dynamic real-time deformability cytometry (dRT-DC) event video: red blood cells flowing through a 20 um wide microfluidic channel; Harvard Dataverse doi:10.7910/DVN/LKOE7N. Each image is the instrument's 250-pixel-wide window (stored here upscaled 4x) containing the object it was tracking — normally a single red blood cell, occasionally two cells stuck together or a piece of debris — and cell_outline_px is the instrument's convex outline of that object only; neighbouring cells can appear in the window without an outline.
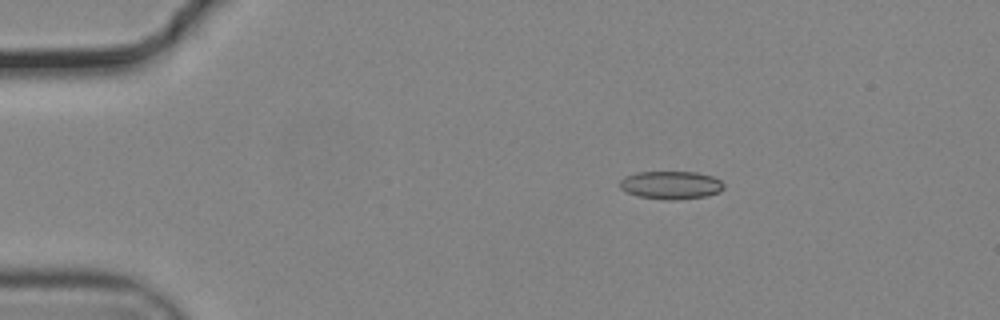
{"species": "common noctule bat (a hibernating species)", "species_latin": "Nyctalus noctula", "temperature_condition": "cold", "stored_images_in_passage": 46, "camera_frame_rate_fps": 3000, "um_per_image_px": 0.085, "animal": {"sex": "male", "body_mass_g": 19.2, "forearm_length_mm": 51.8}, "frame": {"image": 1, "passage_image": 1, "time_ms": 0.0, "image_size_px": [1000, 320], "cell_outline_px": [[724, 188], [720, 192], [704, 196], [672, 200], [668, 200], [636, 196], [620, 188], [620, 180], [624, 176], [636, 172], [696, 172], [712, 176], [720, 180], [724, 184]], "centroid_in_image_um": [57.02, 15.72], "position_along_channel_um": 28.0, "area_um2": 16.99}}
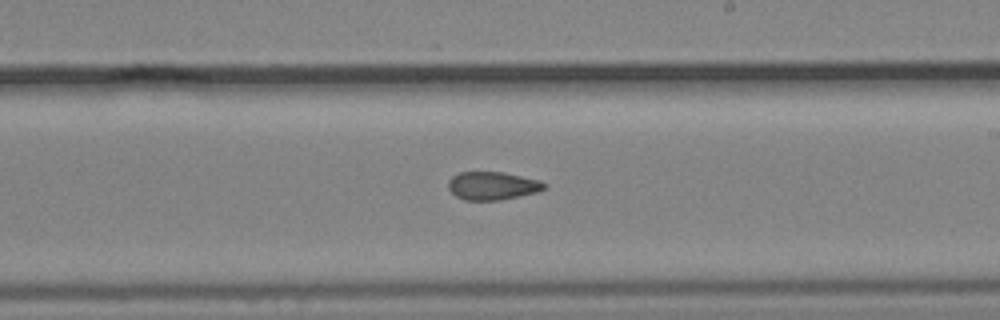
{"frame": {"image": 2, "passage_image": 24, "time_ms": 7.667, "image_size_px": [1000, 320], "cell_outline_px": [[548, 184], [544, 188], [536, 192], [520, 196], [500, 200], [464, 200], [456, 196], [448, 188], [448, 180], [452, 176], [460, 172], [504, 172], [540, 180]], "centroid_in_image_um": [41.85, 15.78], "position_along_channel_um": 247.1, "area_um2": 15.78}}
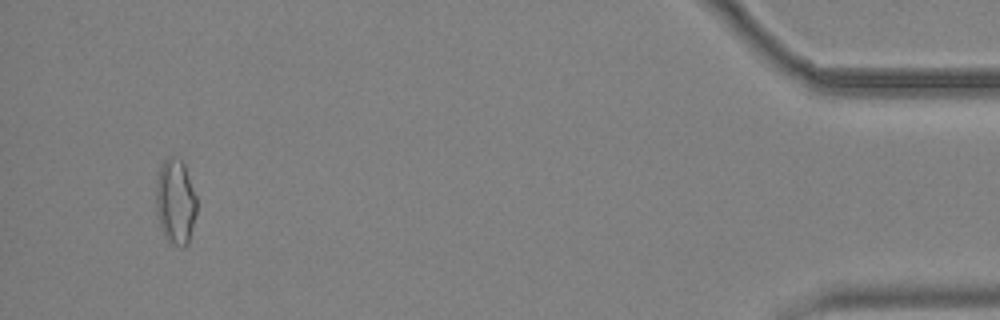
{"frame": {"image": 3, "passage_image": 44, "time_ms": 14.333, "image_size_px": [1000, 320], "cell_outline_px": [[196, 212], [188, 244], [184, 248], [180, 248], [172, 244], [164, 236], [160, 228], [156, 212], [156, 180], [160, 168], [164, 160], [168, 156], [172, 156], [180, 160], [184, 164], [196, 196]], "centroid_in_image_um": [14.9, 17.18], "position_along_channel_um": 420.3, "area_um2": 20.35}, "authors_computed_cell_mechanics": {"area_um2": 16.762, "velocity_mm_per_s": 3.7302, "shape_relaxation_time_tau1_ms": null, "shape_relaxation_time_tau2_ms": 2.9619, "deformation_change_tau1": null, "deformation_change_tau2": 0.0826}}